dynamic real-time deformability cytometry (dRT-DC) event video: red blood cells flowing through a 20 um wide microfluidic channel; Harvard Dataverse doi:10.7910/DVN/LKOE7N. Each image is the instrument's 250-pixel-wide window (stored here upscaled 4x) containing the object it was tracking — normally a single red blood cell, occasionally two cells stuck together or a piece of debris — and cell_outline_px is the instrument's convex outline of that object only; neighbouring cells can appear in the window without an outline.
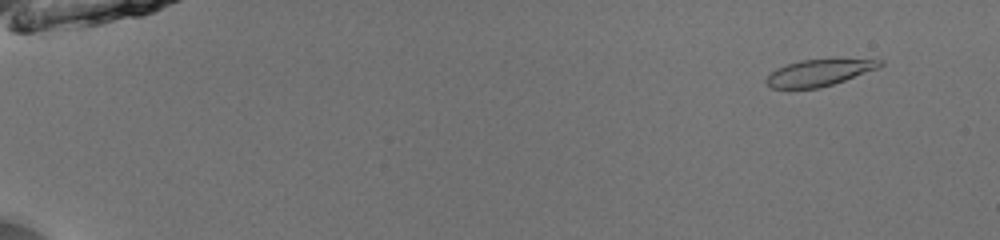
{"species": "common noctule bat (a hibernating species)", "species_latin": "Nyctalus noctula", "temperature_condition": "room temperature", "stored_images_in_passage": 53, "camera_frame_rate_fps": 3000, "um_per_image_px": 0.085, "animal": {"sex": "male", "body_mass_g": 13.0, "forearm_length_mm": 53.1}, "frame": {"image": 1, "passage_image": 5, "time_ms": 1.333, "image_size_px": [1000, 240], "cell_outline_px": [[884, 64], [880, 68], [820, 88], [772, 88], [764, 80], [776, 68], [800, 60], [884, 60]], "centroid_in_image_um": [69.62, 6.19], "position_along_channel_um": 15.4, "area_um2": 17.17}}
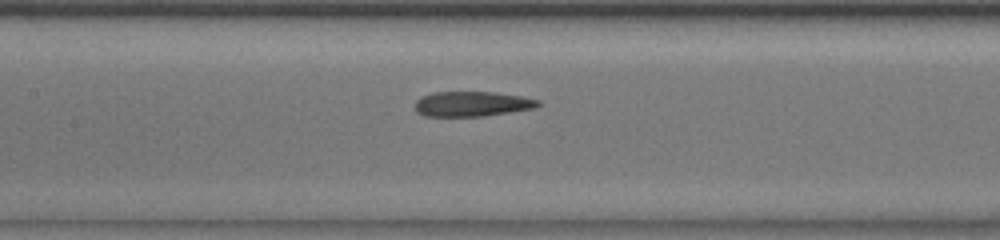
{"frame": {"image": 2, "passage_image": 28, "time_ms": 9.0, "image_size_px": [1000, 240], "cell_outline_px": [[544, 104], [536, 108], [484, 116], [424, 116], [416, 112], [416, 100], [420, 96], [432, 92], [496, 92], [520, 96], [540, 100]], "centroid_in_image_um": [40.15, 8.83], "position_along_channel_um": 167.2, "area_um2": 18.15}}
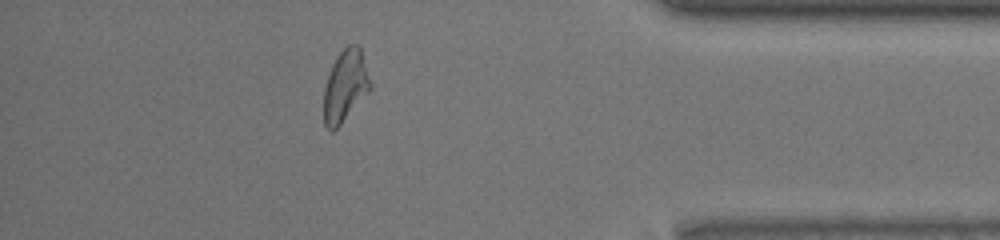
{"frame": {"image": 3, "passage_image": 48, "time_ms": 15.667, "image_size_px": [1000, 240], "cell_outline_px": [[372, 88], [340, 124], [332, 132], [324, 124], [324, 88], [332, 64], [336, 56], [348, 44], [360, 44], [372, 84]], "centroid_in_image_um": [29.37, 7.25], "position_along_channel_um": 405.8, "area_um2": 19.48}, "authors_computed_cell_mechanics": {"area_um2": 18.6694, "velocity_mm_per_s": 3.9554, "shape_relaxation_time_tau1_ms": null, "shape_relaxation_time_tau2_ms": 2.3553, "deformation_change_tau1": null, "deformation_change_tau2": 0.0984}}